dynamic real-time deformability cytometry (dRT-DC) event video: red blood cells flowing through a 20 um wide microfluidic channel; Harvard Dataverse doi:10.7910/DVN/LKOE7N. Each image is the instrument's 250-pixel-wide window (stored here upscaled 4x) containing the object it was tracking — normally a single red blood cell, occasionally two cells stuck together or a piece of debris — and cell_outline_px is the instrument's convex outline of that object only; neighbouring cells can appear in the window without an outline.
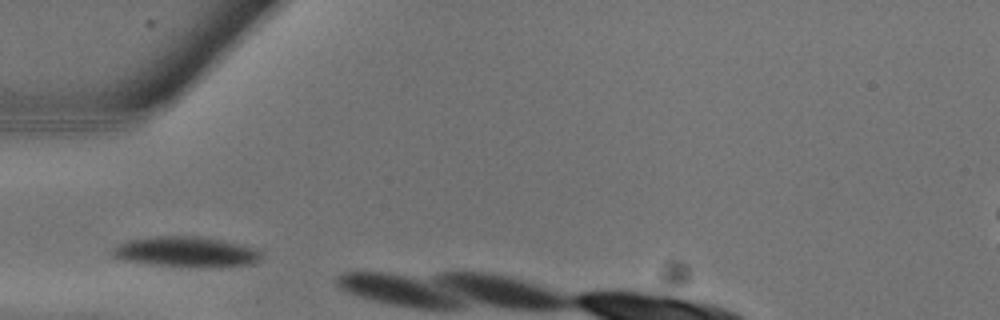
{"species": "common noctule bat (a hibernating species)", "species_latin": "Nyctalus noctula", "temperature_condition": "warm", "stored_images_in_passage": 2, "camera_frame_rate_fps": 3000, "um_per_image_px": 0.085, "animal": {"sex": "male", "body_mass_g": 13.3}, "frame": {"image": 1, "passage_image": 1, "time_ms": 0.0, "image_size_px": [1000, 320], "cell_outline_px": [[264, 260], [252, 264], [204, 268], [156, 264], [124, 260], [112, 256], [108, 252], [116, 244], [128, 240], [148, 236], [200, 236], [260, 248], [264, 252]], "centroid_in_image_um": [15.88, 21.4], "position_along_channel_um": 69.1, "area_um2": 26.99}}